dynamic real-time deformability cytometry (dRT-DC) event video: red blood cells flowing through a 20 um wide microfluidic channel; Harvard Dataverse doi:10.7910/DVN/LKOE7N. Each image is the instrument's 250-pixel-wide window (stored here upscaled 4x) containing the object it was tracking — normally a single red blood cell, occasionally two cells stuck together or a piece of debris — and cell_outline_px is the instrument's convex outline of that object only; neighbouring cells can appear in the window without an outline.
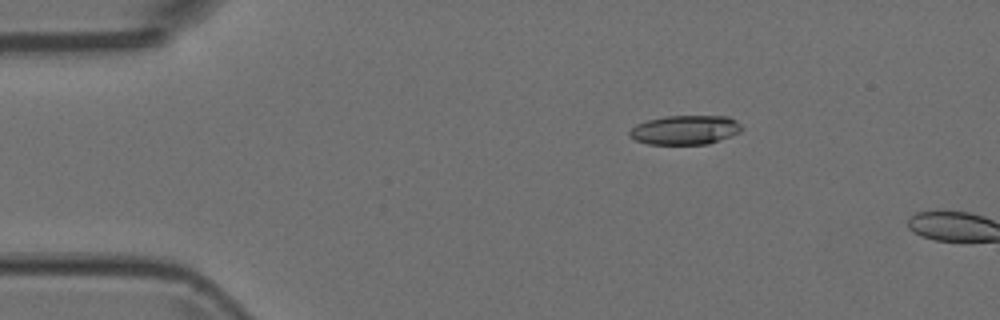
{"species": "Egyptian fruit bat (a non-hibernating species)", "species_latin": "Rousettus aegyptiacus", "temperature_condition": "room temperature", "stored_images_in_passage": 2, "camera_frame_rate_fps": 3000, "um_per_image_px": 0.085, "animal": {"sex": "female"}, "frame": {"image": 1, "passage_image": 1, "time_ms": 0.0, "image_size_px": [1000, 320], "cell_outline_px": [[744, 128], [740, 132], [732, 136], [708, 144], [648, 144], [636, 140], [628, 136], [628, 132], [636, 124], [648, 120], [664, 116], [728, 116], [736, 120]], "centroid_in_image_um": [58.25, 11.04], "position_along_channel_um": 26.7, "area_um2": 19.25}}